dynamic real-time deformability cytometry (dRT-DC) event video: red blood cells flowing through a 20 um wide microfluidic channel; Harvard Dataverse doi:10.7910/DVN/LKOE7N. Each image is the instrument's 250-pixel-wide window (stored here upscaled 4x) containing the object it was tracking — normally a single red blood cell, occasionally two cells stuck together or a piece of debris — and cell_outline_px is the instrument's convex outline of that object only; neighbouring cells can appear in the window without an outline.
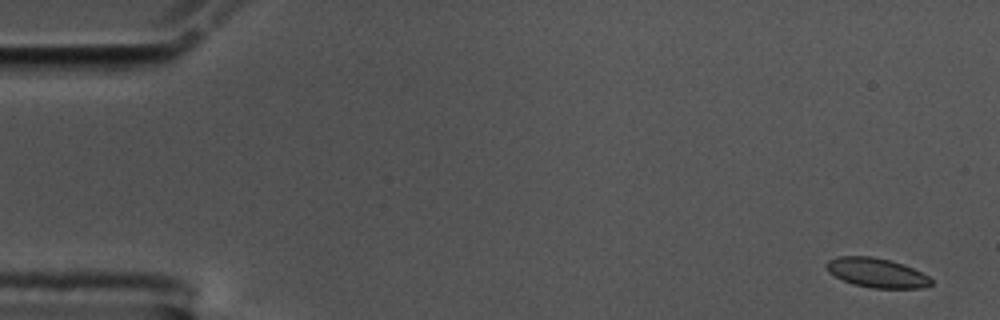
{"species": "common noctule bat (a hibernating species)", "species_latin": "Nyctalus noctula", "temperature_condition": "cold", "stored_images_in_passage": 55, "camera_frame_rate_fps": 3000, "um_per_image_px": 0.085, "animal": {"sex": "male", "body_mass_g": 17.5, "forearm_length_mm": 52.3}, "frame": {"image": 1, "passage_image": 1, "time_ms": 0.0, "image_size_px": [1000, 320], "cell_outline_px": [[932, 284], [920, 288], [872, 288], [852, 284], [828, 272], [824, 264], [828, 260], [836, 256], [872, 256], [892, 260], [904, 264], [928, 276], [932, 280]], "centroid_in_image_um": [74.49, 23.17], "position_along_channel_um": 10.5, "area_um2": 18.03}}
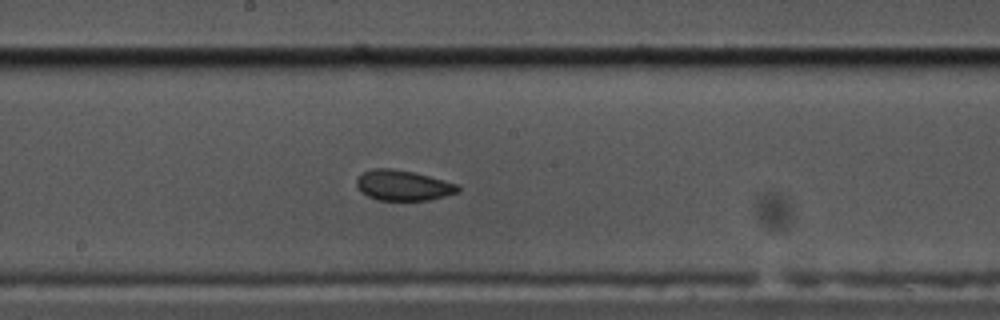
{"frame": {"image": 2, "passage_image": 29, "time_ms": 9.333, "image_size_px": [1000, 320], "cell_outline_px": [[460, 188], [456, 192], [444, 196], [428, 200], [380, 200], [368, 196], [360, 192], [356, 184], [356, 180], [364, 172], [372, 168], [392, 168], [412, 172], [460, 184]], "centroid_in_image_um": [34.25, 15.75], "position_along_channel_um": 214.0, "area_um2": 17.8}}
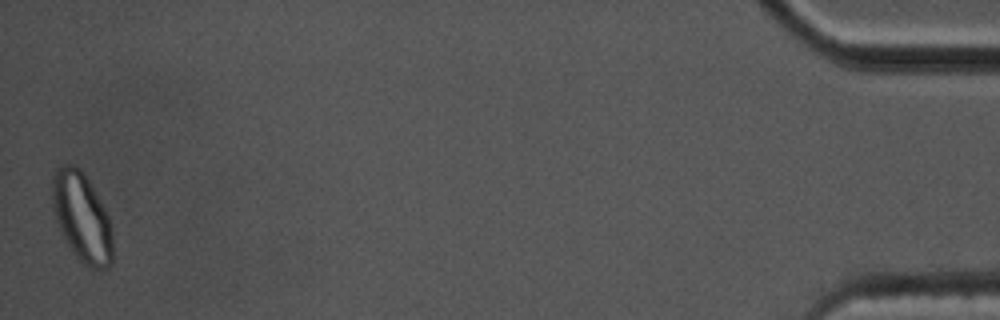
{"frame": {"image": 3, "passage_image": 55, "time_ms": 18.0, "image_size_px": [1000, 320], "cell_outline_px": [[112, 264], [108, 268], [88, 268], [76, 256], [68, 244], [56, 220], [52, 208], [52, 176], [56, 168], [64, 164], [72, 164], [80, 168], [88, 180], [104, 208], [108, 216], [112, 228]], "centroid_in_image_um": [6.95, 18.46], "position_along_channel_um": 428.2, "area_um2": 31.21}, "authors_computed_cell_mechanics": {"area_um2": 18.207, "velocity_mm_per_s": 3.5461, "shape_relaxation_time_tau1_ms": null, "shape_relaxation_time_tau2_ms": 1.8875, "deformation_change_tau1": null, "deformation_change_tau2": 0.048}}